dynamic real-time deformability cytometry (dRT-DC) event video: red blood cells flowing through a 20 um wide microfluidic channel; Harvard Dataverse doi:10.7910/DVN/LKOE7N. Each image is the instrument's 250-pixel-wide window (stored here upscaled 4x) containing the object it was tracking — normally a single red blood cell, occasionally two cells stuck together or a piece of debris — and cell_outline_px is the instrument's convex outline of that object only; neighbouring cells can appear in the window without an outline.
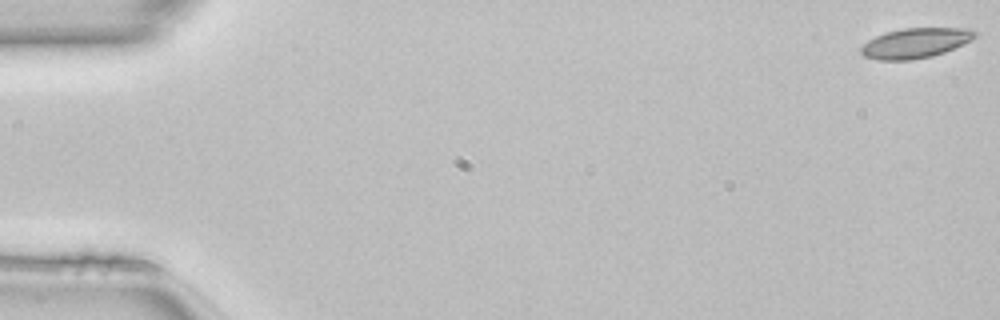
{"species": "common noctule bat (a hibernating species)", "species_latin": "Nyctalus noctula", "temperature_condition": "room temperature", "stored_images_in_passage": 50, "camera_frame_rate_fps": 3000, "um_per_image_px": 0.085, "animal": {"sex": "female", "body_mass_g": 22.7, "forearm_length_mm": 54.2}, "frame": {"image": 1, "passage_image": 1, "time_ms": 0.0, "image_size_px": [1000, 320], "cell_outline_px": [[976, 36], [972, 40], [964, 44], [944, 52], [932, 56], [912, 60], [876, 60], [864, 56], [860, 52], [860, 48], [868, 40], [876, 36], [888, 32], [904, 28], [972, 28], [976, 32]], "centroid_in_image_um": [77.82, 3.66], "position_along_channel_um": 7.2, "area_um2": 19.94}}
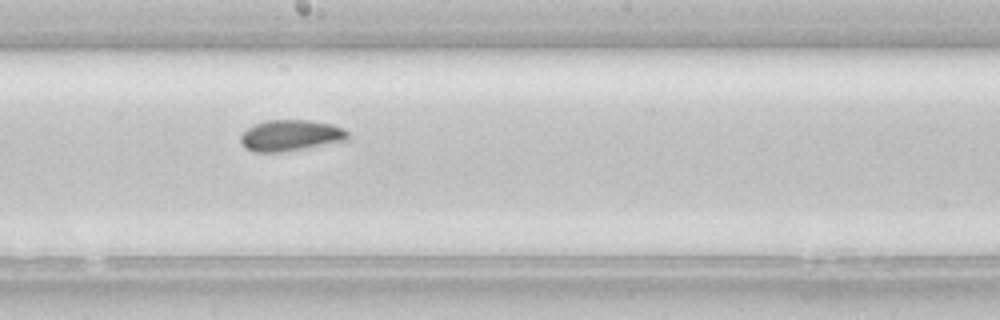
{"frame": {"image": 2, "passage_image": 28, "time_ms": 9.0, "image_size_px": [1000, 320], "cell_outline_px": [[348, 136], [344, 140], [280, 152], [252, 152], [244, 148], [240, 140], [240, 136], [248, 128], [264, 120], [308, 120], [332, 124], [344, 128], [348, 132]], "centroid_in_image_um": [24.64, 11.5], "position_along_channel_um": 223.6, "area_um2": 19.13}}
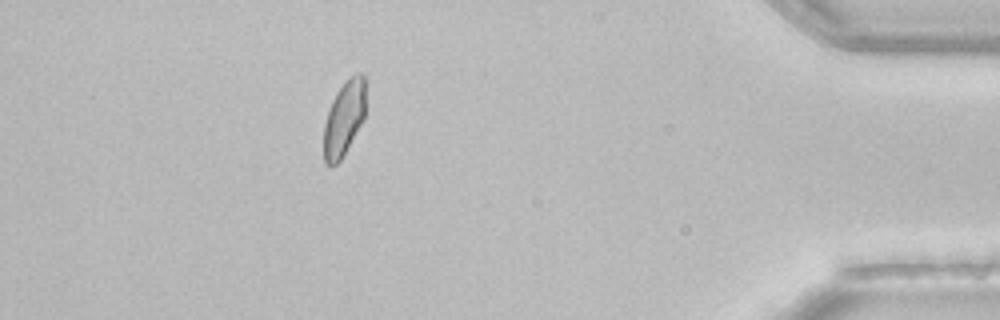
{"frame": {"image": 3, "passage_image": 45, "time_ms": 14.667, "image_size_px": [1000, 320], "cell_outline_px": [[364, 120], [340, 160], [336, 164], [328, 164], [324, 160], [324, 124], [332, 100], [336, 92], [356, 72], [364, 72]], "centroid_in_image_um": [29.25, 10.05], "position_along_channel_um": 406.0, "area_um2": 17.86}, "authors_computed_cell_mechanics": {"area_um2": 19.3052, "velocity_mm_per_s": 4.1294, "shape_relaxation_time_tau1_ms": null, "shape_relaxation_time_tau2_ms": 2.5517, "deformation_change_tau1": null, "deformation_change_tau2": 0.0512}}